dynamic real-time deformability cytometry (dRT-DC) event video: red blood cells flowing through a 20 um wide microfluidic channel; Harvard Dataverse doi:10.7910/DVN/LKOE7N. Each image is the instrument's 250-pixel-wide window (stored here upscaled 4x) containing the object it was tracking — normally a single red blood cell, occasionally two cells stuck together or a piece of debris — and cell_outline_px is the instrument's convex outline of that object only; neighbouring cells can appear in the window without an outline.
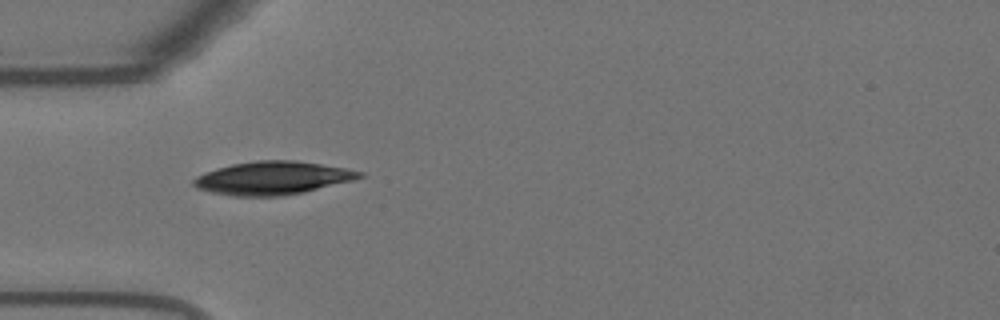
{"species": "Egyptian fruit bat (a non-hibernating species)", "species_latin": "Rousettus aegyptiacus", "temperature_condition": "warm", "stored_images_in_passage": 4, "camera_frame_rate_fps": 3000, "um_per_image_px": 0.085, "animal": {"sex": "female"}, "frame": {"image": 1, "passage_image": 1, "time_ms": 0.0, "image_size_px": [1000, 320], "cell_outline_px": [[364, 176], [352, 180], [304, 192], [280, 196], [232, 196], [212, 192], [196, 188], [192, 184], [192, 180], [196, 176], [204, 172], [216, 168], [232, 164], [256, 160], [296, 160], [348, 168], [364, 172]], "centroid_in_image_um": [23.15, 15.12], "position_along_channel_um": 61.8, "area_um2": 32.19}}